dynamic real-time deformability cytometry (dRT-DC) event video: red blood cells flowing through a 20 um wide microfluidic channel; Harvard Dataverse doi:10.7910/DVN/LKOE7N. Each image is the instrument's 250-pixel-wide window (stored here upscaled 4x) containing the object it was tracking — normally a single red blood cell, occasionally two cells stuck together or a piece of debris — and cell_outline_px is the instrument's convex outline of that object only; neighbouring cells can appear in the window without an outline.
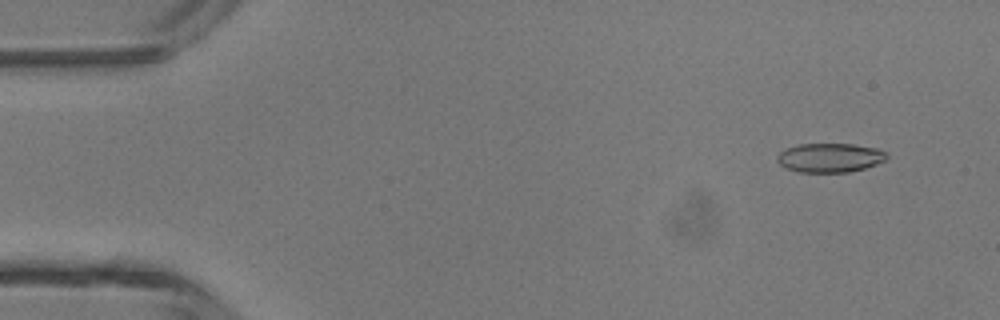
{"species": "common noctule bat (a hibernating species)", "species_latin": "Nyctalus noctula", "temperature_condition": "room temperature", "stored_images_in_passage": 47, "camera_frame_rate_fps": 3000, "um_per_image_px": 0.085, "animal": {"sex": "male", "body_mass_g": 13.3}, "frame": {"image": 1, "passage_image": 4, "time_ms": 1.0, "image_size_px": [1000, 320], "cell_outline_px": [[888, 156], [884, 160], [876, 164], [864, 168], [848, 172], [796, 172], [780, 164], [776, 160], [776, 156], [780, 152], [788, 148], [800, 144], [852, 144], [880, 148], [888, 152]], "centroid_in_image_um": [70.57, 13.4], "position_along_channel_um": 14.4, "area_um2": 18.61}}
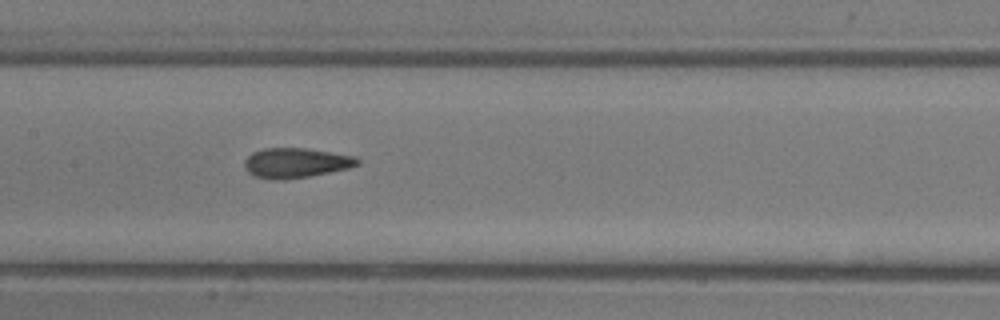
{"frame": {"image": 2, "passage_image": 23, "time_ms": 7.333, "image_size_px": [1000, 320], "cell_outline_px": [[360, 164], [348, 168], [308, 176], [280, 180], [272, 180], [252, 176], [244, 168], [244, 160], [252, 152], [264, 148], [304, 148], [356, 156], [360, 160]], "centroid_in_image_um": [25.11, 13.84], "position_along_channel_um": 182.3, "area_um2": 19.71}}
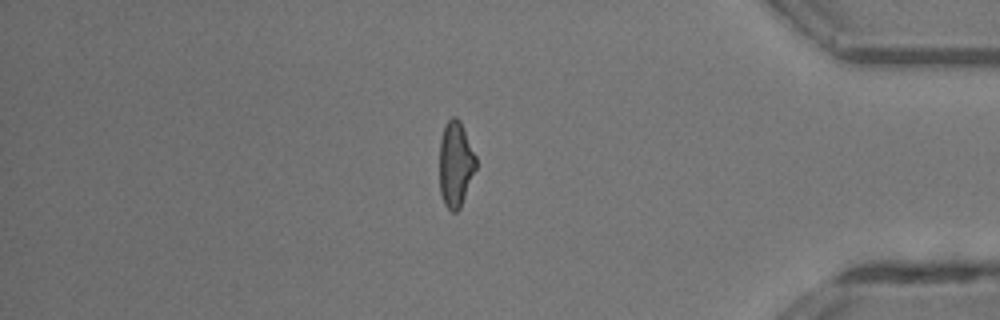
{"frame": {"image": 3, "passage_image": 40, "time_ms": 13.0, "image_size_px": [1000, 320], "cell_outline_px": [[476, 168], [460, 208], [456, 212], [452, 212], [444, 204], [440, 192], [440, 140], [444, 124], [452, 116], [456, 116], [460, 120], [476, 156]], "centroid_in_image_um": [38.72, 13.93], "position_along_channel_um": 396.5, "area_um2": 18.21}, "authors_computed_cell_mechanics": {"area_um2": 18.9584, "velocity_mm_per_s": 4.3823, "shape_relaxation_time_tau1_ms": 4.6601, "shape_relaxation_time_tau2_ms": 1.1771, "deformation_change_tau1": 0.1738, "deformation_change_tau2": 0.0918}}